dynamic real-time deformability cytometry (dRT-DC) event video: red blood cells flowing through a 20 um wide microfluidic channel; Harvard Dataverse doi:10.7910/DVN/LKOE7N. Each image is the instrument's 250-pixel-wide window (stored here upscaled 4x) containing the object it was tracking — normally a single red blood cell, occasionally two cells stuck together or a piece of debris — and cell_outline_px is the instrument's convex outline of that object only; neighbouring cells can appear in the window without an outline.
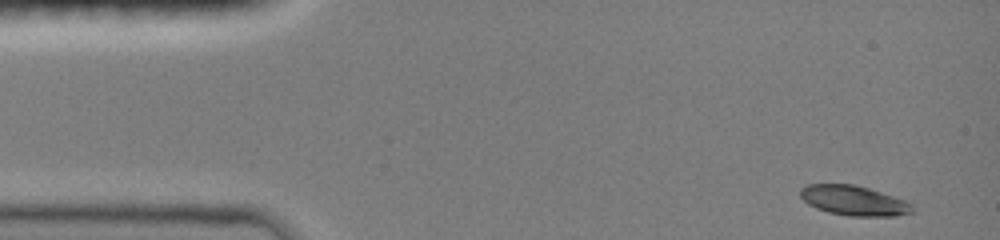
{"species": "common noctule bat (a hibernating species)", "species_latin": "Nyctalus noctula", "temperature_condition": "room temperature", "stored_images_in_passage": 43, "camera_frame_rate_fps": 3000, "um_per_image_px": 0.085, "animal": {"sex": "female", "body_mass_g": 19.0, "forearm_length_mm": 51.5}, "frame": {"image": 1, "passage_image": 1, "time_ms": 0.0, "image_size_px": [1000, 240], "cell_outline_px": [[912, 212], [896, 216], [848, 216], [828, 212], [816, 208], [808, 204], [800, 196], [800, 188], [808, 184], [856, 184], [904, 200], [912, 204]], "centroid_in_image_um": [72.54, 17.05], "position_along_channel_um": 12.5, "area_um2": 19.42}}
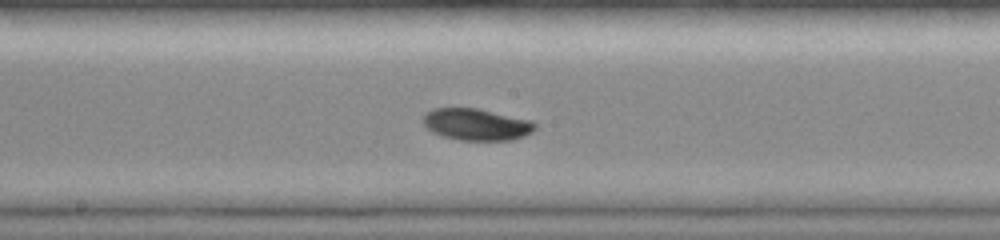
{"frame": {"image": 2, "passage_image": 23, "time_ms": 7.333, "image_size_px": [1000, 240], "cell_outline_px": [[536, 128], [532, 132], [524, 136], [512, 140], [460, 140], [444, 136], [432, 132], [420, 120], [424, 112], [432, 108], [476, 108], [532, 120], [536, 124]], "centroid_in_image_um": [40.47, 10.57], "position_along_channel_um": 207.7, "area_um2": 20.87}}
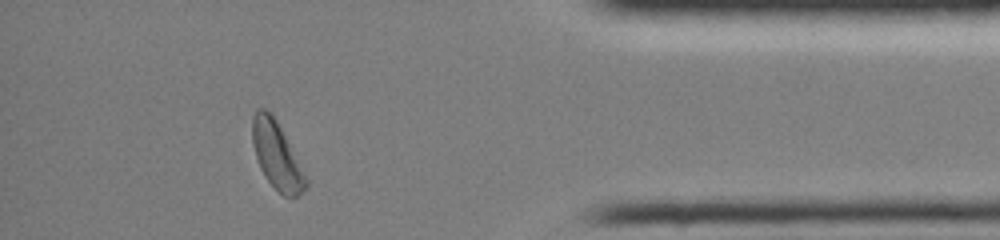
{"frame": {"image": 3, "passage_image": 40, "time_ms": 13.0, "image_size_px": [1000, 240], "cell_outline_px": [[308, 188], [296, 196], [284, 196], [268, 180], [260, 168], [252, 144], [252, 116], [256, 108], [264, 108], [272, 112], [308, 180]], "centroid_in_image_um": [23.5, 13.17], "position_along_channel_um": 411.7, "area_um2": 20.63}, "authors_computed_cell_mechanics": {"area_um2": 20.0566, "velocity_mm_per_s": 4.0251, "shape_relaxation_time_tau1_ms": 1.9023, "shape_relaxation_time_tau2_ms": null, "deformation_change_tau1": 0.1228, "deformation_change_tau2": null}}